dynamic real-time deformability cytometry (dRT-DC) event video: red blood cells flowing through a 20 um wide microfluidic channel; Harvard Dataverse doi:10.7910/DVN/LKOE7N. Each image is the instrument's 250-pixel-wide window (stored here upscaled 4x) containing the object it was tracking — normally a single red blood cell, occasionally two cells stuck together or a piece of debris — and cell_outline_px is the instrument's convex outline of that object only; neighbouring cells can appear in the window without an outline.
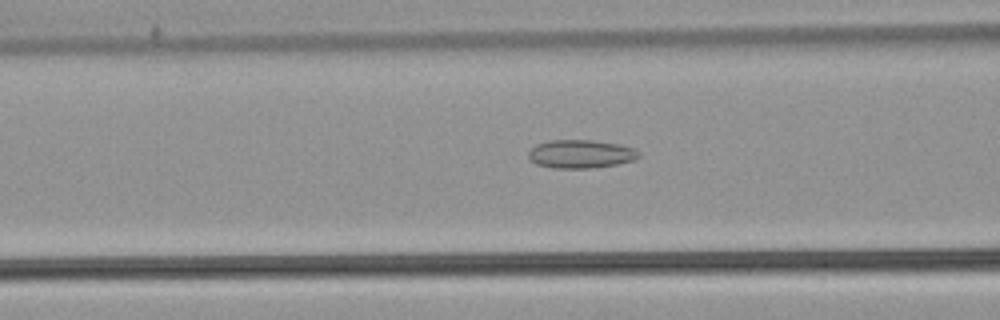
{"species": "common noctule bat (a hibernating species)", "species_latin": "Nyctalus noctula", "temperature_condition": "warm", "stored_images_in_passage": 54, "camera_frame_rate_fps": 3000, "um_per_image_px": 0.085, "animal": {"sex": "male", "body_mass_g": 21.5, "forearm_length_mm": 52.0}, "frame": {"image": 1, "passage_image": 22, "time_ms": 7.0, "image_size_px": [1000, 320], "cell_outline_px": [[640, 156], [636, 160], [616, 164], [592, 168], [552, 168], [536, 164], [528, 156], [528, 152], [536, 144], [552, 140], [592, 140], [620, 144], [632, 148], [640, 152]], "centroid_in_image_um": [49.38, 13.09], "position_along_channel_um": 117.2, "area_um2": 18.26}}
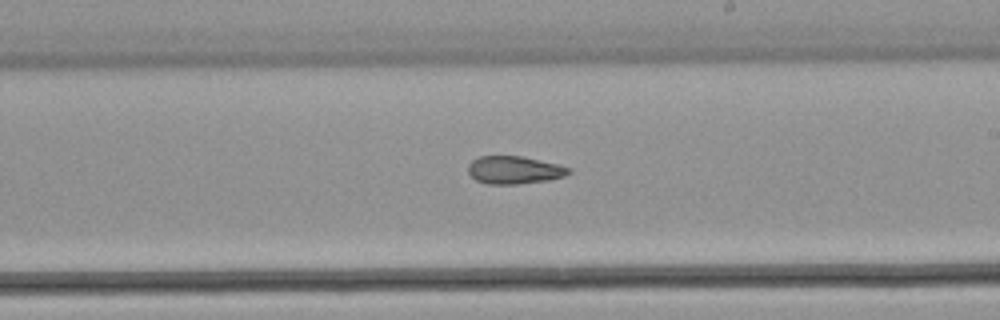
{"frame": {"image": 2, "passage_image": 32, "time_ms": 10.333, "image_size_px": [1000, 320], "cell_outline_px": [[572, 172], [564, 176], [548, 180], [516, 184], [488, 184], [476, 180], [468, 172], [468, 164], [472, 160], [480, 156], [524, 156], [560, 164], [572, 168]], "centroid_in_image_um": [43.75, 14.44], "position_along_channel_um": 245.3, "area_um2": 16.47}}
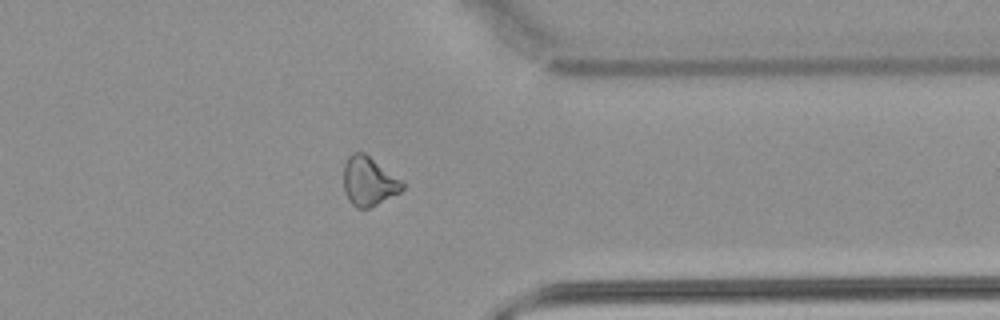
{"frame": {"image": 3, "passage_image": 43, "time_ms": 14.0, "image_size_px": [1000, 320], "cell_outline_px": [[404, 188], [400, 192], [368, 208], [356, 208], [348, 200], [344, 192], [344, 164], [348, 156], [352, 152], [364, 152], [400, 180], [404, 184]], "centroid_in_image_um": [31.3, 15.41], "position_along_channel_um": 380.1, "area_um2": 16.53}, "authors_computed_cell_mechanics": {"area_um2": 18.1781, "velocity_mm_per_s": 3.8526, "shape_relaxation_time_tau1_ms": null, "shape_relaxation_time_tau2_ms": 4.0247, "deformation_change_tau1": null, "deformation_change_tau2": 0.1125}}